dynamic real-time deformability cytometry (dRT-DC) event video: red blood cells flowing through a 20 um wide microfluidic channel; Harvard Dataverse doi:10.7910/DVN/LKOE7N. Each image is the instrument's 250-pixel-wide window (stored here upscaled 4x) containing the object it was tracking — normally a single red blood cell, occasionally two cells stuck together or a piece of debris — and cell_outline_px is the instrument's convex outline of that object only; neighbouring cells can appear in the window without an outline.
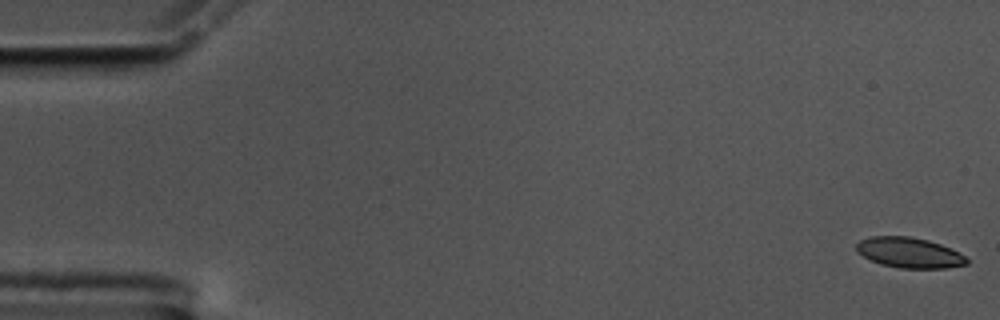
{"species": "common noctule bat (a hibernating species)", "species_latin": "Nyctalus noctula", "temperature_condition": "cold", "stored_images_in_passage": 58, "camera_frame_rate_fps": 3000, "um_per_image_px": 0.085, "animal": {"sex": "male", "body_mass_g": 17.5, "forearm_length_mm": 52.3}, "frame": {"image": 1, "passage_image": 1, "time_ms": 0.0, "image_size_px": [1000, 320], "cell_outline_px": [[968, 264], [944, 268], [900, 268], [880, 264], [856, 252], [856, 244], [860, 240], [872, 236], [908, 236], [928, 240], [952, 248], [964, 256], [968, 260]], "centroid_in_image_um": [77.28, 21.47], "position_along_channel_um": 7.7, "area_um2": 19.48}}
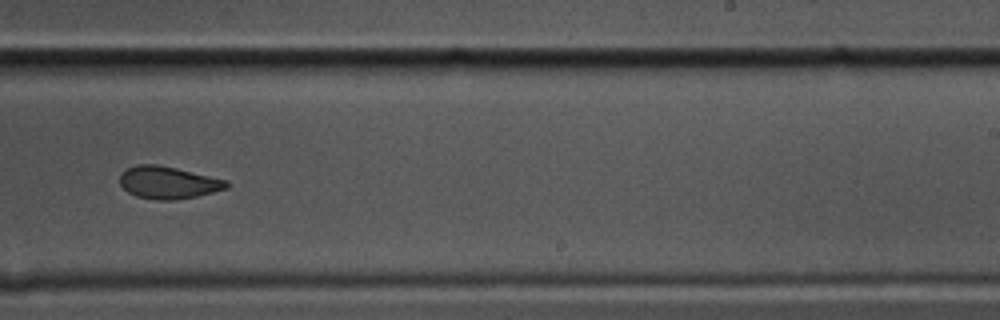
{"frame": {"image": 2, "passage_image": 36, "time_ms": 11.667, "image_size_px": [1000, 320], "cell_outline_px": [[232, 184], [228, 188], [196, 196], [172, 200], [156, 200], [136, 196], [128, 192], [120, 184], [120, 172], [136, 164], [156, 164], [176, 168], [228, 180]], "centroid_in_image_um": [14.3, 15.51], "position_along_channel_um": 274.7, "area_um2": 20.17}}
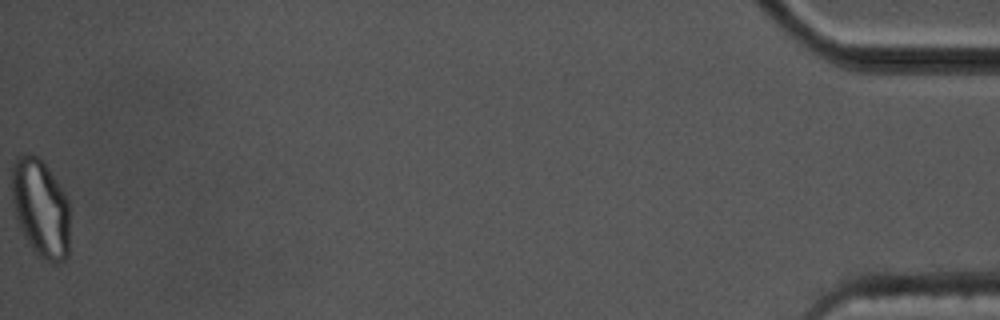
{"frame": {"image": 3, "passage_image": 58, "time_ms": 19.0, "image_size_px": [1000, 320], "cell_outline_px": [[68, 256], [64, 260], [56, 264], [36, 256], [20, 228], [12, 204], [12, 164], [16, 156], [20, 152], [24, 152], [36, 156], [48, 168], [60, 184], [68, 200]], "centroid_in_image_um": [3.43, 17.67], "position_along_channel_um": 431.8, "area_um2": 33.41}, "authors_computed_cell_mechanics": {"area_um2": 20.6924, "velocity_mm_per_s": 3.4974, "shape_relaxation_time_tau1_ms": 5.4351, "shape_relaxation_time_tau2_ms": 6.8089, "deformation_change_tau1": 0.1274, "deformation_change_tau2": 0.1067}}